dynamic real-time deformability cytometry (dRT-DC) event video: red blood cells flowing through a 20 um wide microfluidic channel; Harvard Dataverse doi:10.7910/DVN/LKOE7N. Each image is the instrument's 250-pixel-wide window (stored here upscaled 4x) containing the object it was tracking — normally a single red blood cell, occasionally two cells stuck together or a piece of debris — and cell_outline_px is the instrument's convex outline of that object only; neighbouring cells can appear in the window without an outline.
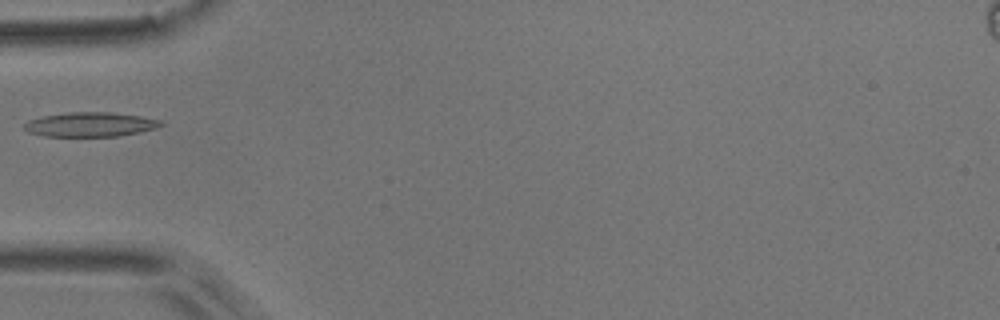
{"species": "common noctule bat (a hibernating species)", "species_latin": "Nyctalus noctula", "temperature_condition": "room temperature", "stored_images_in_passage": 5, "camera_frame_rate_fps": 3000, "um_per_image_px": 0.085, "animal": {"sex": "male", "body_mass_g": 17.9}, "frame": {"image": 1, "passage_image": 5, "time_ms": 1.333, "image_size_px": [1000, 320], "cell_outline_px": [[164, 124], [156, 128], [120, 136], [44, 136], [28, 132], [24, 128], [24, 124], [28, 120], [44, 116], [64, 112], [112, 112], [140, 116], [160, 120]], "centroid_in_image_um": [7.66, 10.57], "position_along_channel_um": 77.3, "area_um2": 19.42}}